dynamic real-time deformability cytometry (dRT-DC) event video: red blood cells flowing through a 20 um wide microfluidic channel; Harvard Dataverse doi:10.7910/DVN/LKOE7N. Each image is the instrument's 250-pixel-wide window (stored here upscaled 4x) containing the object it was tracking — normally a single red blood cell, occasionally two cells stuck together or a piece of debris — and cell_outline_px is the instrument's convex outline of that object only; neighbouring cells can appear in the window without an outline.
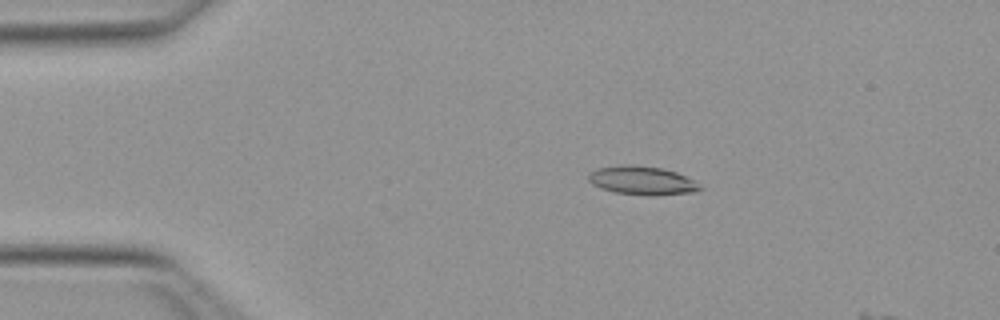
{"species": "Egyptian fruit bat (a non-hibernating species)", "species_latin": "Rousettus aegyptiacus", "temperature_condition": "warm", "stored_images_in_passage": 14, "camera_frame_rate_fps": 3000, "um_per_image_px": 0.085, "animal": {"sex": "female"}, "frame": {"image": 1, "passage_image": 10, "time_ms": 3.0, "image_size_px": [1000, 320], "cell_outline_px": [[704, 188], [696, 192], [652, 196], [644, 196], [612, 192], [600, 188], [592, 184], [588, 180], [588, 172], [596, 168], [620, 164], [632, 164], [664, 168], [676, 172], [696, 180]], "centroid_in_image_um": [54.58, 15.34], "position_along_channel_um": 30.4, "area_um2": 19.31}}